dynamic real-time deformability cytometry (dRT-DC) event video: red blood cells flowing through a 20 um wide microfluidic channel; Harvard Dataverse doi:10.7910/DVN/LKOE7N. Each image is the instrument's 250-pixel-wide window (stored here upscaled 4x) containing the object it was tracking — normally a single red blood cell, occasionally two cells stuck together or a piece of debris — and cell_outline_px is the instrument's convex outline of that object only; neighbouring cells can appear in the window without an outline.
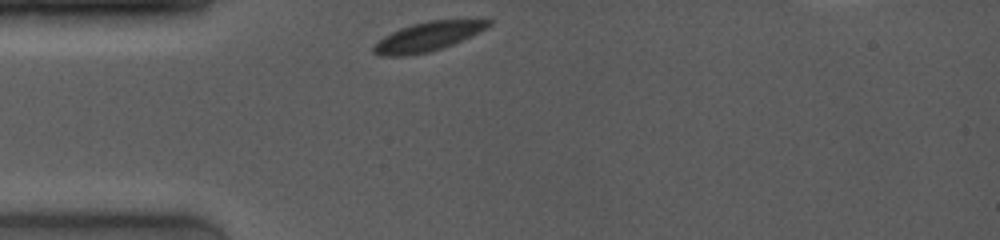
{"species": "common noctule bat (a hibernating species)", "species_latin": "Nyctalus noctula", "temperature_condition": "room temperature", "stored_images_in_passage": 16, "camera_frame_rate_fps": 4000, "um_per_image_px": 0.085, "animal": {"sex": "female", "body_mass_g": 19.0, "forearm_length_mm": 53.3}, "frame": {"image": 1, "passage_image": 1, "time_ms": 0.0, "image_size_px": [1000, 240], "cell_outline_px": [[492, 24], [452, 44], [428, 52], [408, 56], [380, 56], [372, 52], [372, 48], [384, 36], [400, 28], [412, 24], [428, 20], [492, 20]], "centroid_in_image_um": [36.27, 3.12], "position_along_channel_um": 48.7, "area_um2": 19.02}}
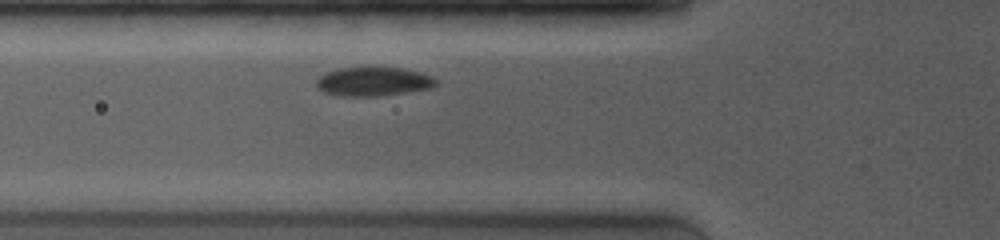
{"frame": {"image": 2, "passage_image": 13, "time_ms": 1.5, "image_size_px": [1000, 240], "cell_outline_px": [[436, 84], [432, 88], [376, 96], [336, 96], [324, 92], [316, 84], [316, 80], [320, 76], [328, 72], [340, 68], [400, 68], [432, 76], [436, 80]], "centroid_in_image_um": [31.71, 6.94], "position_along_channel_um": 94.1, "area_um2": 19.71}}